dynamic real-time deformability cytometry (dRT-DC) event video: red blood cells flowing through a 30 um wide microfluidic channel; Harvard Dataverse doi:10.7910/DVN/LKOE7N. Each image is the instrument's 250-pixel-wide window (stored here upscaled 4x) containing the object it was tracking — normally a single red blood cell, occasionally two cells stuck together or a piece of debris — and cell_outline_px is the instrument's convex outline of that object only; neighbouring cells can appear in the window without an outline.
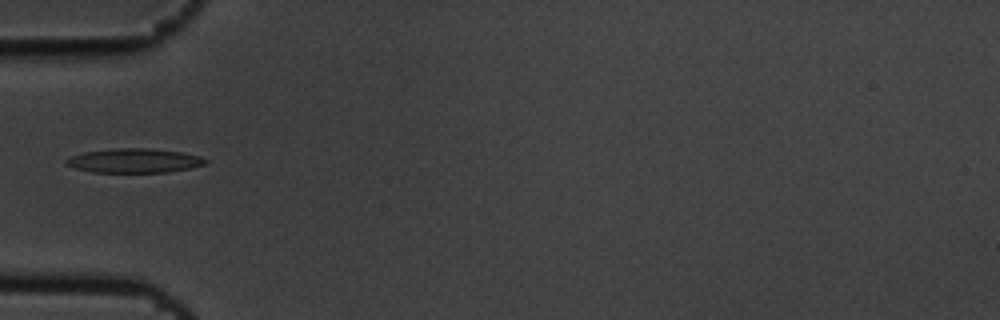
{"species": "common noctule bat (a hibernating species)", "species_latin": "Nyctalus noctula", "temperature_condition": "cold", "stored_images_in_passage": 7, "camera_frame_rate_fps": 3000, "um_per_image_px": 0.085, "animal": {"sex": "male", "body_mass_g": 19.5, "forearm_length_mm": 54.6}, "frame": {"image": 1, "passage_image": 5, "time_ms": 1.333, "image_size_px": [1000, 320], "cell_outline_px": [[208, 160], [204, 164], [192, 168], [168, 172], [92, 172], [76, 168], [68, 164], [64, 160], [72, 156], [84, 152], [116, 148], [148, 148], [180, 152], [200, 156]], "centroid_in_image_um": [11.44, 13.65], "position_along_channel_um": 73.6, "area_um2": 19.48}}
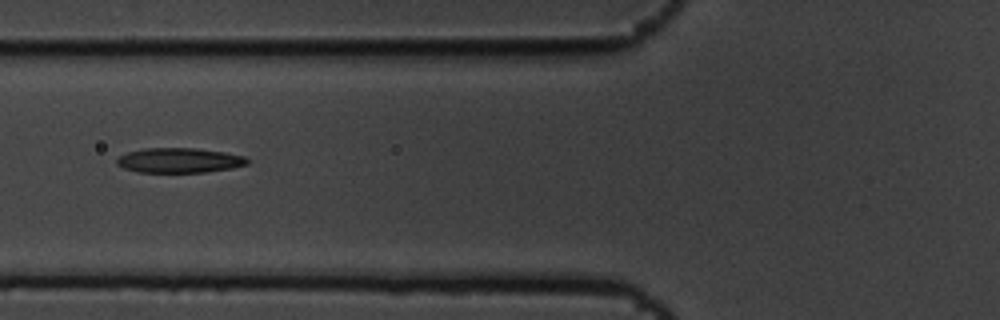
{"frame": {"image": 2, "passage_image": 6, "time_ms": 1.667, "image_size_px": [1000, 320], "cell_outline_px": [[248, 164], [232, 168], [204, 172], [136, 172], [124, 168], [116, 164], [116, 160], [120, 156], [128, 152], [144, 148], [196, 148], [224, 152], [244, 156], [248, 160]], "centroid_in_image_um": [15.23, 13.63], "position_along_channel_um": 110.6, "area_um2": 18.84}}
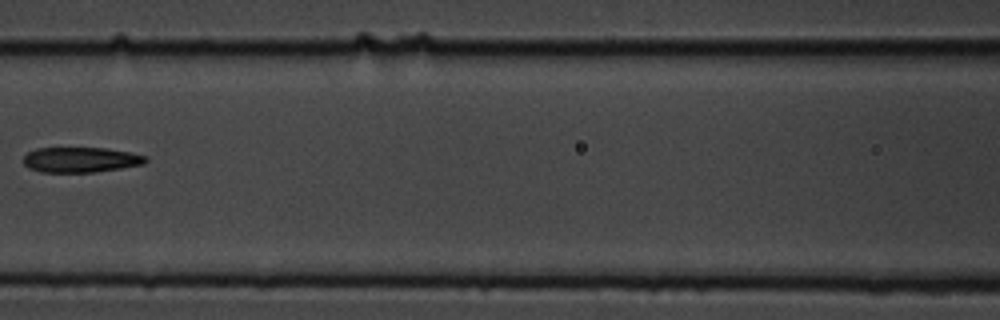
{"frame": {"image": 3, "passage_image": 7, "time_ms": 2.0, "image_size_px": [1000, 320], "cell_outline_px": [[148, 160], [144, 164], [120, 168], [92, 172], [40, 172], [28, 168], [24, 164], [24, 156], [28, 152], [36, 148], [108, 148], [128, 152], [144, 156]], "centroid_in_image_um": [6.82, 13.58], "position_along_channel_um": 159.8, "area_um2": 17.86}}